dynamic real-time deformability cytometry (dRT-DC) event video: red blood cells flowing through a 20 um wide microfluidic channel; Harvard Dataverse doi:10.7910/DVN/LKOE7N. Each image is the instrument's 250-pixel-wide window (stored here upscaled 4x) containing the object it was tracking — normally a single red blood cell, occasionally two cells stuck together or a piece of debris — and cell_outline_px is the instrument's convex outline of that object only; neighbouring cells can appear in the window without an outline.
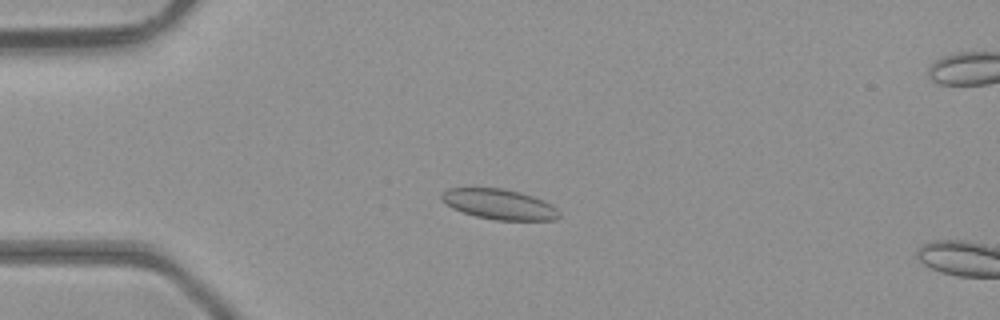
{"species": "common noctule bat (a hibernating species)", "species_latin": "Nyctalus noctula", "temperature_condition": "room temperature", "stored_images_in_passage": 5, "camera_frame_rate_fps": 3000, "um_per_image_px": 0.085, "animal": {"sex": "male", "body_mass_g": 23.1, "forearm_length_mm": 52.7}, "frame": {"image": 1, "passage_image": 3, "time_ms": 0.667, "image_size_px": [1000, 320], "cell_outline_px": [[560, 216], [556, 220], [496, 220], [476, 216], [452, 208], [440, 200], [440, 192], [448, 188], [504, 188], [520, 192], [544, 200], [556, 208], [560, 212]], "centroid_in_image_um": [42.41, 17.35], "position_along_channel_um": 42.6, "area_um2": 20.87}}